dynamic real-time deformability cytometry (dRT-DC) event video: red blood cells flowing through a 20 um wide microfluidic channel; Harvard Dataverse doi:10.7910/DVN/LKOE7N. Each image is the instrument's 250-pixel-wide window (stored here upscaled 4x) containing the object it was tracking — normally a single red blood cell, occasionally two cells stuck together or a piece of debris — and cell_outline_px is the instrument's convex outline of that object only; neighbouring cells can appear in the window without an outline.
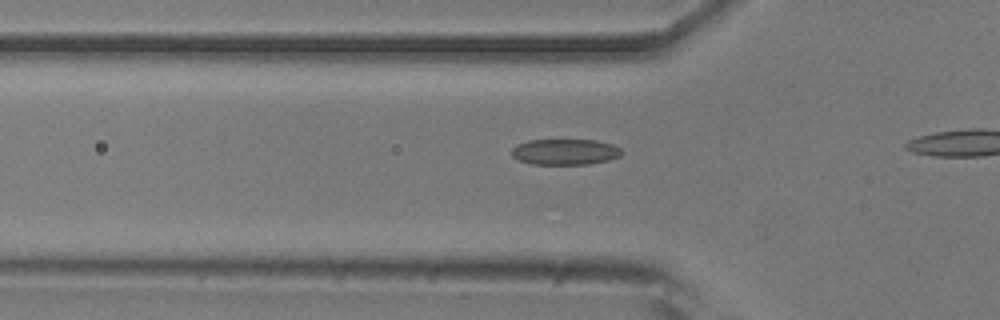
{"species": "common noctule bat (a hibernating species)", "species_latin": "Nyctalus noctula", "temperature_condition": "room temperature", "stored_images_in_passage": 12, "camera_frame_rate_fps": 3000, "um_per_image_px": 0.085, "animal": {"sex": "male", "body_mass_g": 20.5, "forearm_length_mm": 52.5}, "frame": {"image": 1, "passage_image": 10, "time_ms": 3.0, "image_size_px": [1000, 320], "cell_outline_px": [[620, 156], [608, 160], [588, 164], [532, 164], [520, 160], [512, 156], [512, 148], [516, 144], [528, 140], [596, 140], [612, 144], [620, 148]], "centroid_in_image_um": [48.0, 12.9], "position_along_channel_um": 77.8, "area_um2": 16.47}}